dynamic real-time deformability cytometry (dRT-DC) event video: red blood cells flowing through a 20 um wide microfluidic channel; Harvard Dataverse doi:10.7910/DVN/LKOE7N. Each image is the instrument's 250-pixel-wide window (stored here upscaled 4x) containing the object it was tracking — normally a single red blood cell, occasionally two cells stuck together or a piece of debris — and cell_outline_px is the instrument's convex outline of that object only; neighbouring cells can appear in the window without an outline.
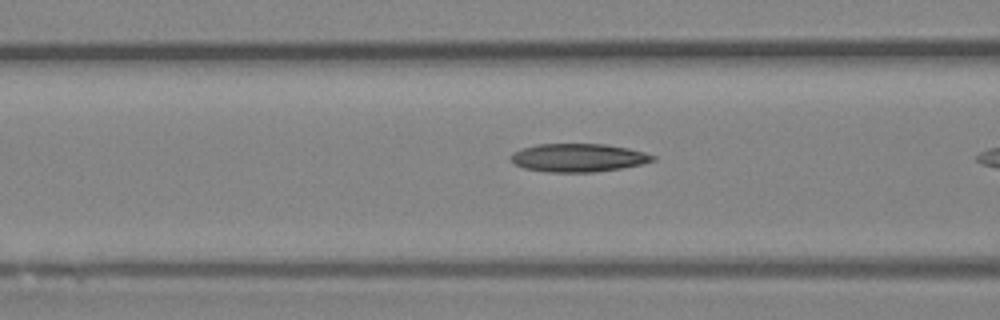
{"species": "Egyptian fruit bat (a non-hibernating species)", "species_latin": "Rousettus aegyptiacus", "temperature_condition": "room temperature", "stored_images_in_passage": 7, "camera_frame_rate_fps": 3000, "um_per_image_px": 0.085, "animal": {"sex": "female"}, "frame": {"image": 1, "passage_image": 6, "time_ms": 1.667, "image_size_px": [1000, 320], "cell_outline_px": [[656, 160], [640, 164], [620, 168], [596, 172], [548, 172], [524, 168], [512, 164], [508, 160], [508, 156], [512, 152], [520, 148], [536, 144], [604, 144], [628, 148], [644, 152], [656, 156]], "centroid_in_image_um": [49.07, 13.4], "position_along_channel_um": 117.5, "area_um2": 23.64}}